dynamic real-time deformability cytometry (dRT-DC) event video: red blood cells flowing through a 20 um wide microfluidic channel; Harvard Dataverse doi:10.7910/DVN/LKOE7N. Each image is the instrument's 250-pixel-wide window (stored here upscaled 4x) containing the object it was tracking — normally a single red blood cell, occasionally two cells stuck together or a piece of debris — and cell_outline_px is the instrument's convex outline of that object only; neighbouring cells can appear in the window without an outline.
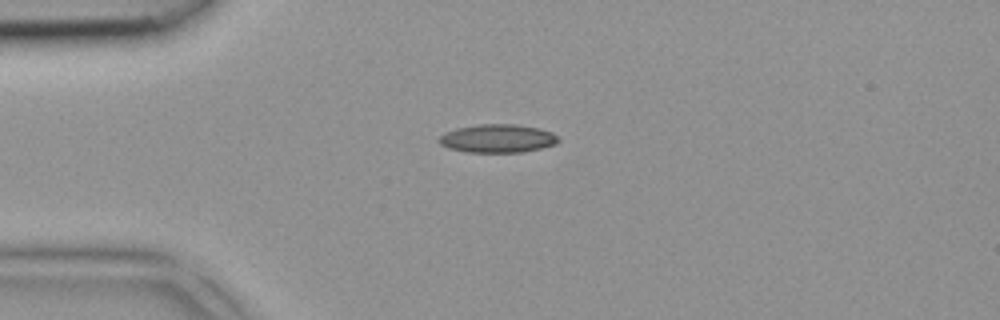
{"species": "common noctule bat (a hibernating species)", "species_latin": "Nyctalus noctula", "temperature_condition": "room temperature", "stored_images_in_passage": 1, "camera_frame_rate_fps": 3000, "um_per_image_px": 0.085, "animal": {"sex": "female", "body_mass_g": 18.4}, "frame": {"image": 1, "passage_image": 1, "time_ms": 0.0, "image_size_px": [1000, 320], "cell_outline_px": [[560, 140], [556, 144], [524, 152], [468, 152], [448, 148], [440, 144], [436, 140], [444, 132], [456, 128], [480, 124], [516, 124], [540, 128], [552, 132]], "centroid_in_image_um": [42.28, 11.76], "position_along_channel_um": 42.7, "area_um2": 19.83}}